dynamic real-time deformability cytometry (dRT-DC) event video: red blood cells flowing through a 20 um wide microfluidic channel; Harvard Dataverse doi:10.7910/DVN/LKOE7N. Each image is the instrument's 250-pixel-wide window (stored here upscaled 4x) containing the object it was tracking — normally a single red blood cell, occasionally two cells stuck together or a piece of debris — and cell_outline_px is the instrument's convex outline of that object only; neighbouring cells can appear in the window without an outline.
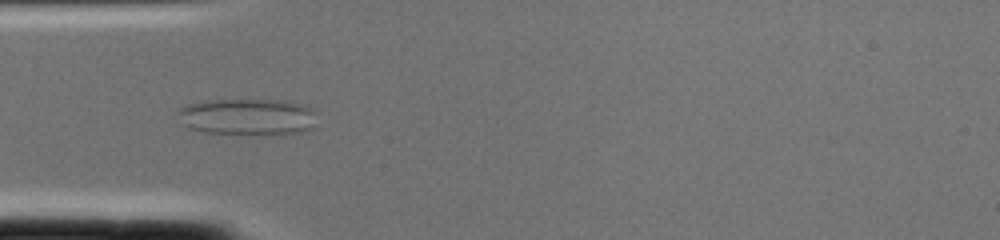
{"species": "common noctule bat (a hibernating species)", "species_latin": "Nyctalus noctula", "temperature_condition": "cold", "stored_images_in_passage": 2, "camera_frame_rate_fps": 3000, "um_per_image_px": 0.085, "animal": {"sex": "female", "body_mass_g": 22.0, "forearm_length_mm": 56.7}, "frame": {"image": 1, "passage_image": 2, "time_ms": 0.333, "image_size_px": [1000, 240], "cell_outline_px": [[316, 112], [312, 128], [300, 132], [204, 132], [188, 128], [180, 124], [176, 112], [180, 108], [188, 104], [204, 100], [288, 100], [308, 104]], "centroid_in_image_um": [21.01, 9.87], "position_along_channel_um": 64.0, "area_um2": 29.25}}